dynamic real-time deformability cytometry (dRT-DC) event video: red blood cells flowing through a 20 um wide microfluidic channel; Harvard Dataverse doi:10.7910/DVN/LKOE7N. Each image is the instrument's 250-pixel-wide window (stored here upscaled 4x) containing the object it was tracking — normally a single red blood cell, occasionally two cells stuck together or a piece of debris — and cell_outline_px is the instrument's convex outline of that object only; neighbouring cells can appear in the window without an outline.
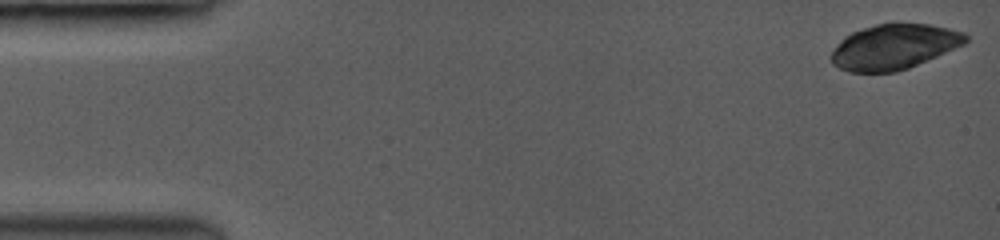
{"species": "common noctule bat (a hibernating species)", "species_latin": "Nyctalus noctula", "temperature_condition": "room temperature", "stored_images_in_passage": 36, "camera_frame_rate_fps": 3500, "um_per_image_px": 0.085, "animal": {"sex": "female", "body_mass_g": 19.0, "forearm_length_mm": 53.3}, "frame": {"image": 1, "passage_image": 1, "time_ms": 0.0, "image_size_px": [1000, 240], "cell_outline_px": [[968, 40], [964, 44], [908, 68], [896, 72], [848, 72], [840, 68], [832, 60], [832, 52], [852, 32], [876, 24], [928, 24], [948, 28], [960, 32], [968, 36]], "centroid_in_image_um": [76.02, 3.99], "position_along_channel_um": 9.0, "area_um2": 34.39}}